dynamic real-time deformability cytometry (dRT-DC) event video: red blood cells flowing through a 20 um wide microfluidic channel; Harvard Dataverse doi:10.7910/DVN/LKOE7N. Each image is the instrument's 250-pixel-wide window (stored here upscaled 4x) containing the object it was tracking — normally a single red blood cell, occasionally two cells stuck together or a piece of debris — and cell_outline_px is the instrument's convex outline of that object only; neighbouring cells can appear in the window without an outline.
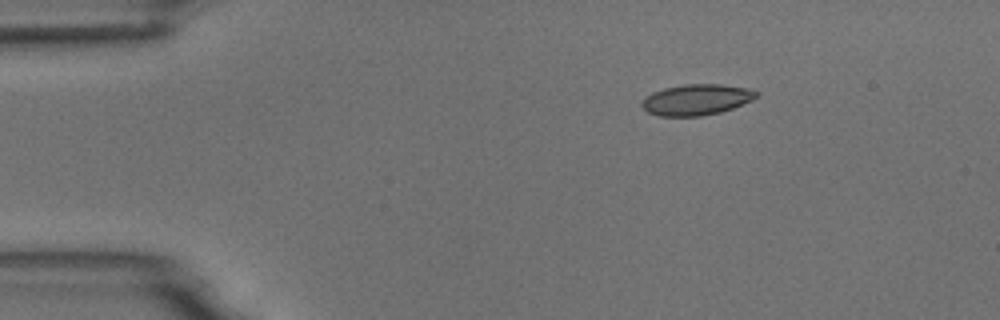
{"species": "common noctule bat (a hibernating species)", "species_latin": "Nyctalus noctula", "temperature_condition": "room temperature", "stored_images_in_passage": 3, "camera_frame_rate_fps": 3000, "um_per_image_px": 0.085, "animal": {"sex": "male", "body_mass_g": 18.8}, "frame": {"image": 1, "passage_image": 1, "time_ms": 0.0, "image_size_px": [1000, 320], "cell_outline_px": [[756, 96], [752, 100], [732, 108], [720, 112], [700, 116], [660, 116], [648, 112], [640, 104], [652, 92], [664, 88], [684, 84], [720, 84], [752, 88], [756, 92]], "centroid_in_image_um": [59.21, 8.46], "position_along_channel_um": 25.8, "area_um2": 20.46}}